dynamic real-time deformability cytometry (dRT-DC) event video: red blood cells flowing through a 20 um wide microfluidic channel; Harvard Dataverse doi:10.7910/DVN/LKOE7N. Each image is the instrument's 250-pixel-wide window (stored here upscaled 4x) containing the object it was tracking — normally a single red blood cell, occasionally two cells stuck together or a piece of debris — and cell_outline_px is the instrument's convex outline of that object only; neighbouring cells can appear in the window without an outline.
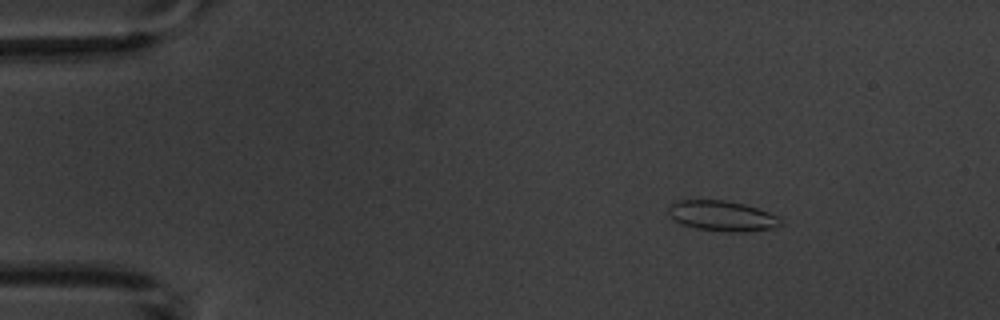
{"species": "common noctule bat (a hibernating species)", "species_latin": "Nyctalus noctula", "temperature_condition": "warm", "stored_images_in_passage": 5, "camera_frame_rate_fps": 3000, "um_per_image_px": 0.085, "animal": {"sex": "male", "body_mass_g": 20.1, "forearm_length_mm": 53.5}, "frame": {"image": 1, "passage_image": 2, "time_ms": 2.0, "image_size_px": [1000, 320], "cell_outline_px": [[784, 224], [772, 228], [748, 232], [728, 232], [696, 228], [680, 224], [668, 212], [668, 208], [676, 200], [724, 200], [744, 204], [768, 212], [784, 220]], "centroid_in_image_um": [61.41, 18.36], "position_along_channel_um": 23.6, "area_um2": 19.83}}